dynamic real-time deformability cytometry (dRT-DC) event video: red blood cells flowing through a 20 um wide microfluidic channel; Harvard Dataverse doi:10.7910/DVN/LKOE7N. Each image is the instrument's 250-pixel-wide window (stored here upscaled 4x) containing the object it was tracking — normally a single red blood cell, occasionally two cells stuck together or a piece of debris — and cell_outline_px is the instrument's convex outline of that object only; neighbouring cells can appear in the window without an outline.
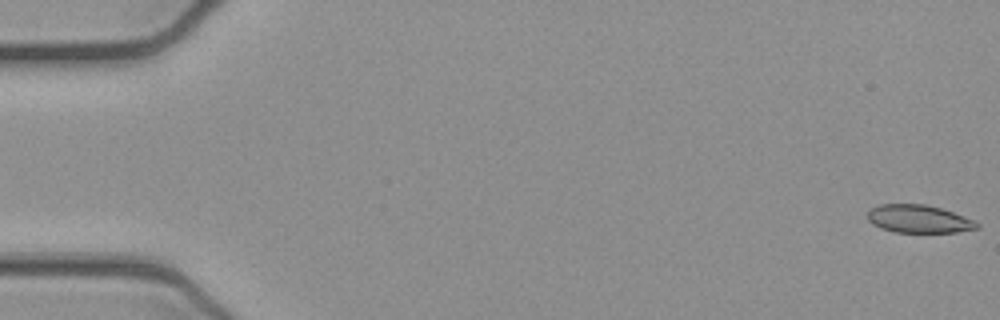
{"species": "common noctule bat (a hibernating species)", "species_latin": "Nyctalus noctula", "temperature_condition": "cold", "stored_images_in_passage": 53, "camera_frame_rate_fps": 3000, "um_per_image_px": 0.085, "animal": {"sex": "female", "body_mass_g": 21.9}, "frame": {"image": 1, "passage_image": 1, "time_ms": 0.0, "image_size_px": [1000, 320], "cell_outline_px": [[980, 228], [956, 232], [896, 232], [880, 228], [872, 224], [868, 220], [868, 212], [872, 208], [880, 204], [924, 204], [940, 208], [952, 212], [972, 220], [980, 224]], "centroid_in_image_um": [78.07, 18.61], "position_along_channel_um": 6.9, "area_um2": 17.63}}
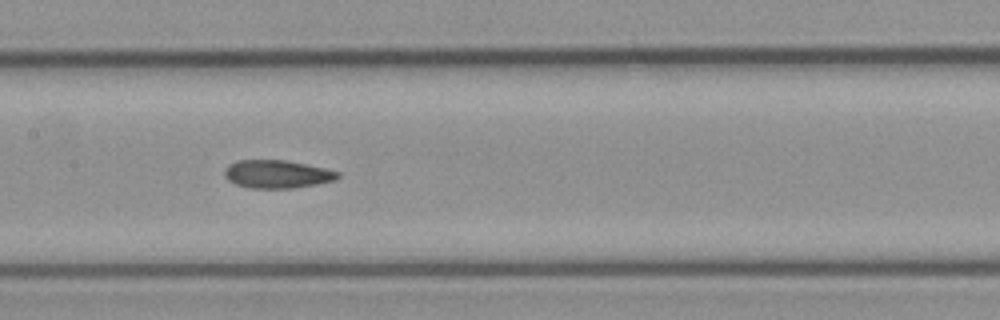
{"frame": {"image": 2, "passage_image": 26, "time_ms": 8.333, "image_size_px": [1000, 320], "cell_outline_px": [[340, 176], [336, 180], [316, 184], [292, 188], [252, 188], [236, 184], [228, 180], [224, 176], [224, 168], [228, 164], [236, 160], [284, 160], [308, 164], [340, 172]], "centroid_in_image_um": [23.54, 14.79], "position_along_channel_um": 183.9, "area_um2": 18.61}}
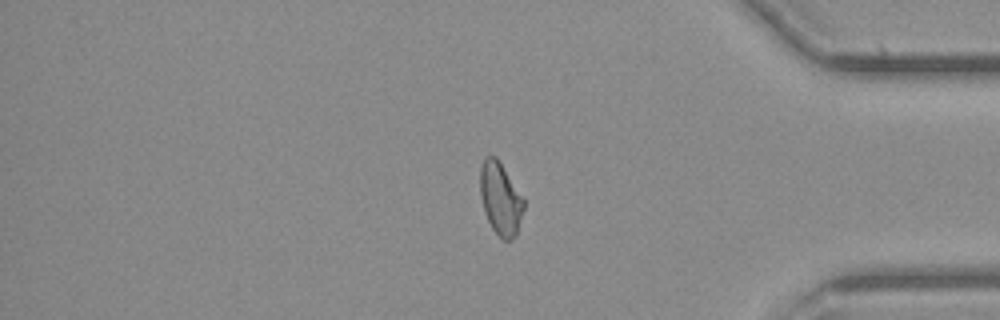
{"frame": {"image": 3, "passage_image": 44, "time_ms": 14.333, "image_size_px": [1000, 320], "cell_outline_px": [[524, 208], [516, 236], [512, 240], [504, 240], [492, 228], [484, 212], [480, 196], [480, 168], [484, 156], [496, 156], [524, 200]], "centroid_in_image_um": [42.52, 16.89], "position_along_channel_um": 392.7, "area_um2": 18.26}, "authors_computed_cell_mechanics": {"area_um2": 18.785, "velocity_mm_per_s": 3.9146, "shape_relaxation_time_tau1_ms": null, "shape_relaxation_time_tau2_ms": 4.5112, "deformation_change_tau1": null, "deformation_change_tau2": 0.0917}}